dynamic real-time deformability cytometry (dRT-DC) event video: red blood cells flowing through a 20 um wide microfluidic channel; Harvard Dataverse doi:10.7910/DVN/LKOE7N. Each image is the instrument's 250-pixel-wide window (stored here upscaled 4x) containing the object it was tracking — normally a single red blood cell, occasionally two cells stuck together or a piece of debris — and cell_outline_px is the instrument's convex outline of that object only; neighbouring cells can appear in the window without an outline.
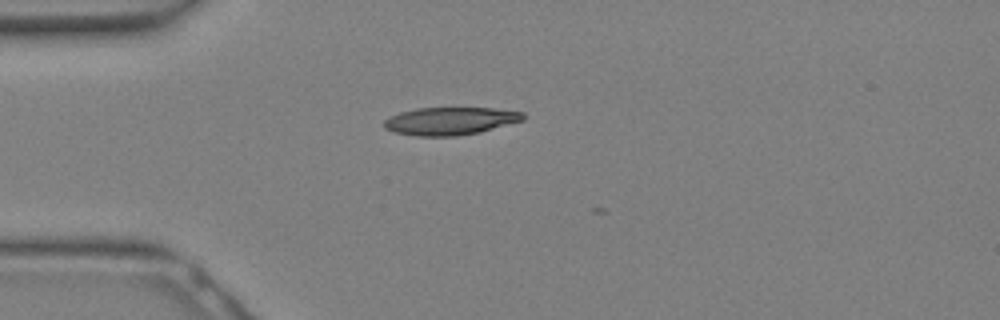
{"species": "Egyptian fruit bat (a non-hibernating species)", "species_latin": "Rousettus aegyptiacus", "temperature_condition": "warm", "stored_images_in_passage": 3, "camera_frame_rate_fps": 3000, "um_per_image_px": 0.085, "animal": {"sex": "female"}, "frame": {"image": 1, "passage_image": 1, "time_ms": 0.0, "image_size_px": [1000, 320], "cell_outline_px": [[524, 120], [480, 132], [456, 136], [416, 136], [396, 132], [384, 128], [384, 120], [400, 112], [416, 108], [492, 108], [524, 112]], "centroid_in_image_um": [38.28, 10.28], "position_along_channel_um": 46.7, "area_um2": 22.37}}